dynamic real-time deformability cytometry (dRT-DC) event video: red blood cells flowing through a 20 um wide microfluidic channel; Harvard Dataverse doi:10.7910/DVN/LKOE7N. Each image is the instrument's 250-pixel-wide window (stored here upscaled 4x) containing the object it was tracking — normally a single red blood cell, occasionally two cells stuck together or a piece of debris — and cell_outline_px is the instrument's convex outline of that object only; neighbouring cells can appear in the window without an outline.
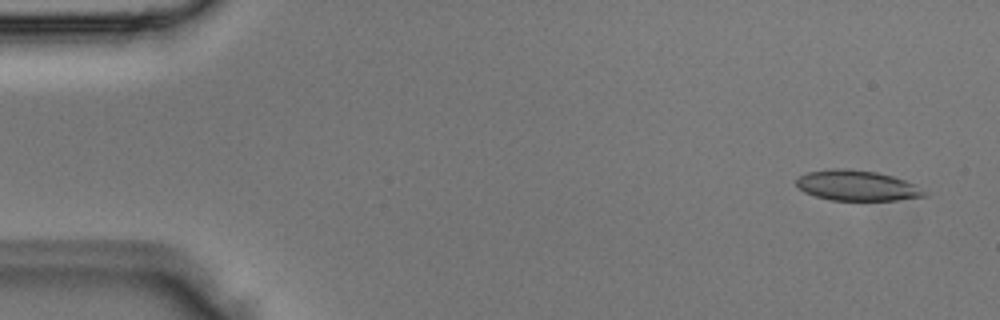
{"species": "Egyptian fruit bat (a non-hibernating species)", "species_latin": "Rousettus aegyptiacus", "temperature_condition": "room temperature", "stored_images_in_passage": 4, "camera_frame_rate_fps": 3000, "um_per_image_px": 0.085, "animal": {"sex": "male"}, "frame": {"image": 1, "passage_image": 1, "time_ms": 0.0, "image_size_px": [1000, 320], "cell_outline_px": [[928, 196], [896, 200], [832, 200], [816, 196], [804, 192], [796, 184], [796, 180], [800, 176], [808, 172], [832, 168], [848, 168], [876, 172], [892, 176], [916, 184]], "centroid_in_image_um": [72.84, 15.77], "position_along_channel_um": 12.2, "area_um2": 22.54}}
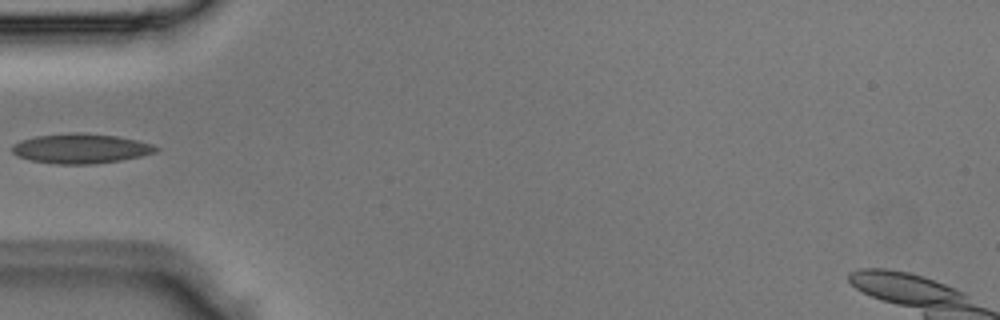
{"frame": {"image": 2, "passage_image": 4, "time_ms": 1.0, "image_size_px": [1000, 320], "cell_outline_px": [[160, 148], [156, 152], [140, 156], [120, 160], [92, 164], [56, 164], [32, 160], [16, 156], [12, 152], [12, 144], [20, 140], [36, 136], [68, 132], [84, 132], [116, 136], [136, 140], [152, 144]], "centroid_in_image_um": [6.84, 12.61], "position_along_channel_um": 78.2, "area_um2": 25.03}}